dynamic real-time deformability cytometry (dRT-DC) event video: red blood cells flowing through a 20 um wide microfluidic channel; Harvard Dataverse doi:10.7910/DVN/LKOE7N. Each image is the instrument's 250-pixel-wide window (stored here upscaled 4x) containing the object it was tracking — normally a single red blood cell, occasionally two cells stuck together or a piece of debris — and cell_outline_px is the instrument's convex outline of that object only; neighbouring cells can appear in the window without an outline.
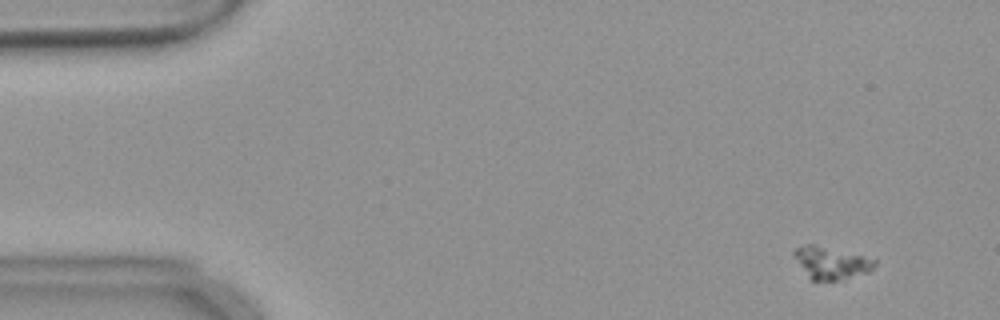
{"species": "common noctule bat (a hibernating species)", "species_latin": "Nyctalus noctula", "temperature_condition": "warm", "stored_images_in_passage": 54, "camera_frame_rate_fps": 3000, "um_per_image_px": 0.085, "animal": {"sex": "female", "body_mass_g": 18.4}, "frame": {"image": 1, "passage_image": 2, "time_ms": 0.333, "image_size_px": [1000, 320], "cell_outline_px": [[876, 264], [868, 272], [836, 280], [812, 280], [808, 276], [792, 256], [792, 252], [796, 248], [808, 244], [812, 244], [864, 256], [876, 260]], "centroid_in_image_um": [70.61, 22.33], "position_along_channel_um": 14.4, "area_um2": 14.74}}
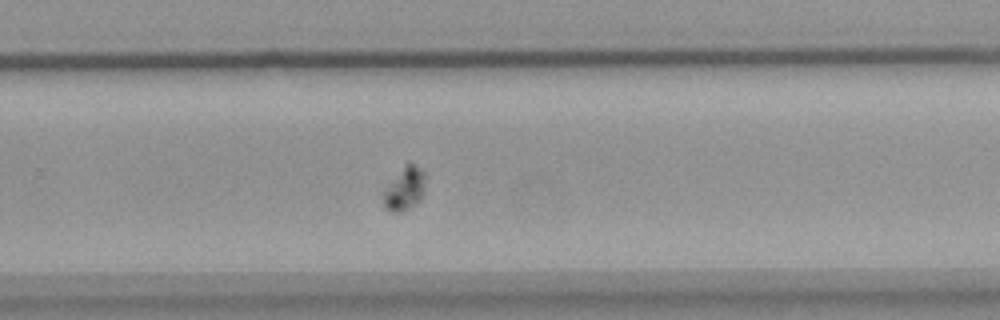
{"frame": {"image": 2, "passage_image": 35, "time_ms": 11.333, "image_size_px": [1000, 320], "cell_outline_px": [[424, 176], [420, 200], [408, 208], [400, 212], [392, 212], [384, 208], [384, 192], [404, 164], [408, 160], [424, 172]], "centroid_in_image_um": [34.37, 16.03], "position_along_channel_um": 295.4, "area_um2": 10.06}}
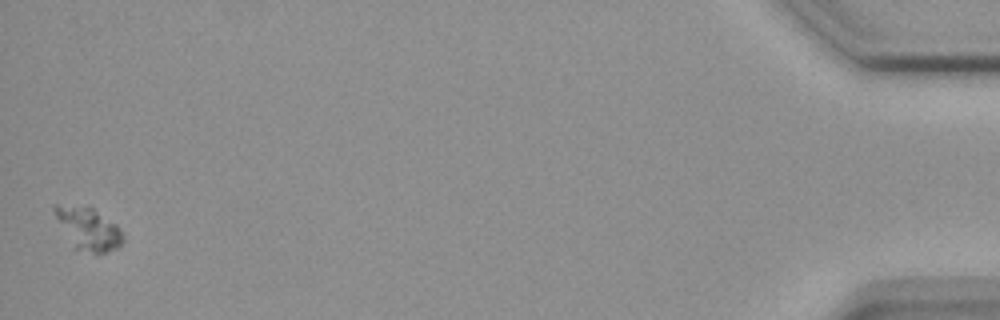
{"frame": {"image": 3, "passage_image": 54, "time_ms": 17.667, "image_size_px": [1000, 320], "cell_outline_px": [[124, 240], [116, 248], [96, 256], [72, 248], [52, 208], [52, 204], [56, 204], [92, 208], [116, 224], [120, 228], [124, 236]], "centroid_in_image_um": [7.5, 19.5], "position_along_channel_um": 427.7, "area_um2": 16.99}}